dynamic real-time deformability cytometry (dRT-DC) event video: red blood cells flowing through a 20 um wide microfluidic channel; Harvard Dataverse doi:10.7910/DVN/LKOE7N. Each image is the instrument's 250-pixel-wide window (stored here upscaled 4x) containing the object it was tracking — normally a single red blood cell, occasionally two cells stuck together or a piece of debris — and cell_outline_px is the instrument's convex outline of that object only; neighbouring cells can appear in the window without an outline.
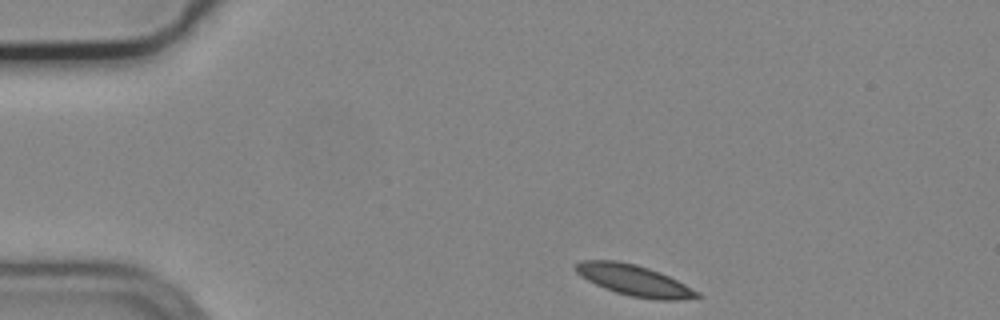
{"species": "common noctule bat (a hibernating species)", "species_latin": "Nyctalus noctula", "temperature_condition": "cold", "stored_images_in_passage": 12, "camera_frame_rate_fps": 3000, "um_per_image_px": 0.085, "animal": {"sex": "male", "body_mass_g": 19.2, "forearm_length_mm": 51.8}, "frame": {"image": 1, "passage_image": 1, "time_ms": 0.0, "image_size_px": [1000, 320], "cell_outline_px": [[700, 296], [680, 300], [656, 300], [628, 296], [604, 288], [580, 276], [572, 268], [580, 260], [616, 260], [636, 264], [660, 272], [700, 292]], "centroid_in_image_um": [53.87, 23.82], "position_along_channel_um": 31.1, "area_um2": 21.91}}
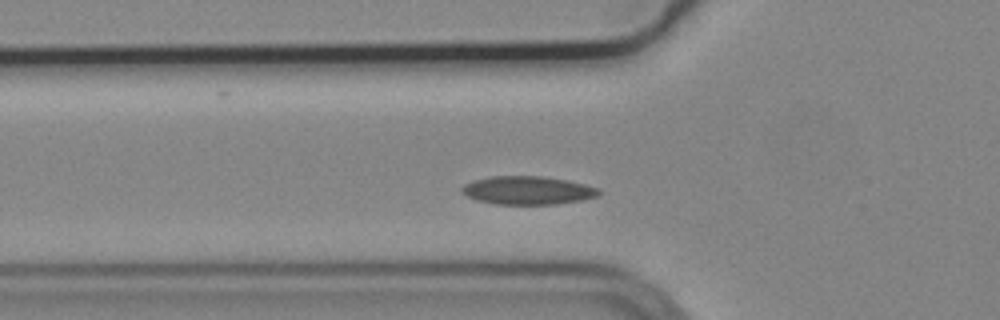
{"frame": {"image": 2, "passage_image": 10, "time_ms": 3.0, "image_size_px": [1000, 320], "cell_outline_px": [[600, 192], [596, 196], [580, 200], [556, 204], [496, 204], [476, 200], [460, 192], [460, 188], [464, 184], [476, 180], [492, 176], [540, 176], [564, 180], [584, 184], [600, 188]], "centroid_in_image_um": [44.82, 16.18], "position_along_channel_um": 81.0, "area_um2": 22.37}}